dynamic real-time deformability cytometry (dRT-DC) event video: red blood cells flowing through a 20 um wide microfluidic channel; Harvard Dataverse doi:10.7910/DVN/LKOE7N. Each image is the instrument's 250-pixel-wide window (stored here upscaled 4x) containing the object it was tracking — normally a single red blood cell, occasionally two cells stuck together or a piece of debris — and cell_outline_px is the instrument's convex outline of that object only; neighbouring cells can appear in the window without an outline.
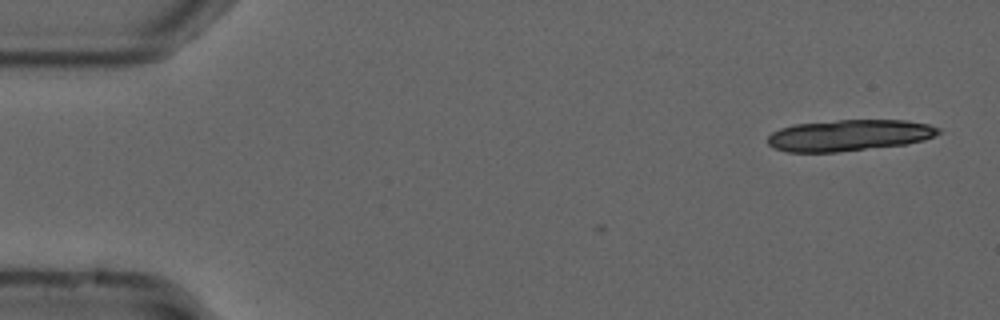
{"species": "common noctule bat (a hibernating species)", "species_latin": "Nyctalus noctula", "temperature_condition": "cold", "stored_images_in_passage": 5, "camera_frame_rate_fps": 3000, "um_per_image_px": 0.085, "animal": {"sex": "male", "forearm_length_mm": 52.5}, "frame": {"image": 1, "passage_image": 2, "time_ms": 0.333, "image_size_px": [1000, 320], "cell_outline_px": [[940, 132], [924, 140], [904, 144], [836, 152], [788, 152], [772, 148], [768, 144], [768, 136], [772, 132], [780, 128], [796, 124], [836, 120], [908, 120], [928, 124], [940, 128]], "centroid_in_image_um": [72.14, 11.49], "position_along_channel_um": 12.9, "area_um2": 31.04}}